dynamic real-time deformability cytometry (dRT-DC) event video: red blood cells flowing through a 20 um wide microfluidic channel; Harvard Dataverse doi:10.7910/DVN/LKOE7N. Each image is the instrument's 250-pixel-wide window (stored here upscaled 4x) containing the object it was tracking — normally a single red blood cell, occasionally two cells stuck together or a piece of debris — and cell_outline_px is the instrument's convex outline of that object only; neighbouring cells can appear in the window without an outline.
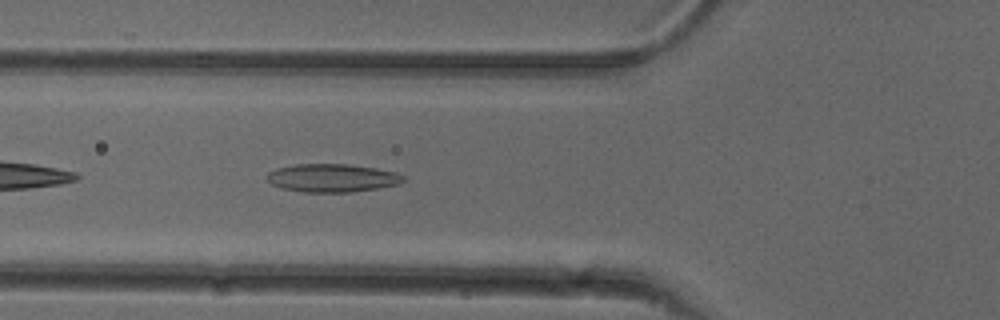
{"species": "common noctule bat (a hibernating species)", "species_latin": "Nyctalus noctula", "temperature_condition": "cold", "stored_images_in_passage": 34, "camera_frame_rate_fps": 3000, "um_per_image_px": 0.085, "animal": {"sex": "female"}, "frame": {"image": 1, "passage_image": 5, "time_ms": 1.333, "image_size_px": [1000, 320], "cell_outline_px": [[408, 180], [400, 184], [380, 188], [352, 192], [304, 192], [284, 188], [272, 184], [264, 176], [268, 172], [276, 168], [296, 164], [348, 164], [376, 168], [396, 172], [404, 176]], "centroid_in_image_um": [28.28, 15.12], "position_along_channel_um": 97.5, "area_um2": 22.6}}
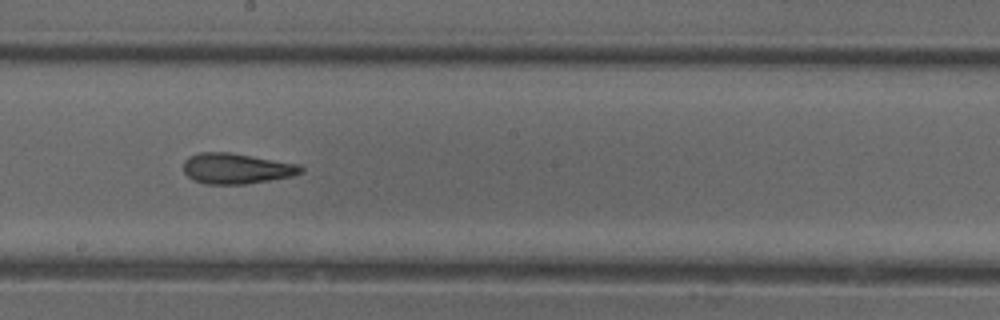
{"frame": {"image": 2, "passage_image": 15, "time_ms": 4.667, "image_size_px": [1000, 320], "cell_outline_px": [[304, 172], [292, 176], [244, 184], [204, 184], [192, 180], [184, 172], [184, 160], [188, 156], [200, 152], [228, 152], [300, 164], [304, 168]], "centroid_in_image_um": [20.09, 14.32], "position_along_channel_um": 228.1, "area_um2": 20.98}}
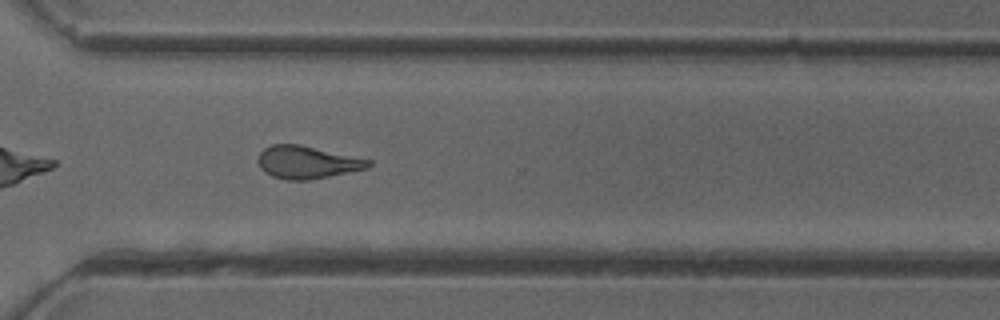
{"frame": {"image": 3, "passage_image": 24, "time_ms": 7.667, "image_size_px": [1000, 320], "cell_outline_px": [[372, 164], [368, 168], [308, 180], [284, 180], [272, 176], [264, 172], [260, 168], [256, 160], [260, 152], [264, 148], [272, 144], [300, 144], [372, 160]], "centroid_in_image_um": [26.07, 13.79], "position_along_channel_um": 344.5, "area_um2": 21.1}, "authors_computed_cell_mechanics": {"area_um2": 20.9525, "velocity_mm_per_s": 3.8956, "shape_relaxation_time_tau1_ms": null, "shape_relaxation_time_tau2_ms": 2.4909, "deformation_change_tau1": null, "deformation_change_tau2": 0.1063}}